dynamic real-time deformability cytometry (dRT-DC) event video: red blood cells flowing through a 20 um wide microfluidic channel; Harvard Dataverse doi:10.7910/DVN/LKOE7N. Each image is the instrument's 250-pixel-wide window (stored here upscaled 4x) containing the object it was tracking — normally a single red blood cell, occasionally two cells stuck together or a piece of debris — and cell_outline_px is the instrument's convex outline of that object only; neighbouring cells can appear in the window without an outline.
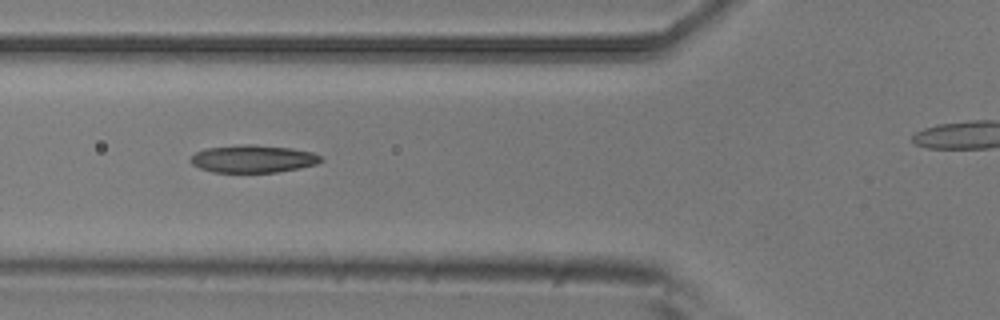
{"species": "common noctule bat (a hibernating species)", "species_latin": "Nyctalus noctula", "temperature_condition": "room temperature", "stored_images_in_passage": 7, "camera_frame_rate_fps": 3000, "um_per_image_px": 0.085, "animal": {"sex": "male", "body_mass_g": 20.5, "forearm_length_mm": 52.5}, "frame": {"image": 1, "passage_image": 5, "time_ms": 1.333, "image_size_px": [1000, 320], "cell_outline_px": [[324, 160], [316, 164], [300, 168], [276, 172], [212, 172], [200, 168], [192, 164], [188, 160], [196, 152], [208, 148], [240, 144], [252, 144], [292, 148], [312, 152], [320, 156]], "centroid_in_image_um": [21.51, 13.49], "position_along_channel_um": 104.3, "area_um2": 20.98}}
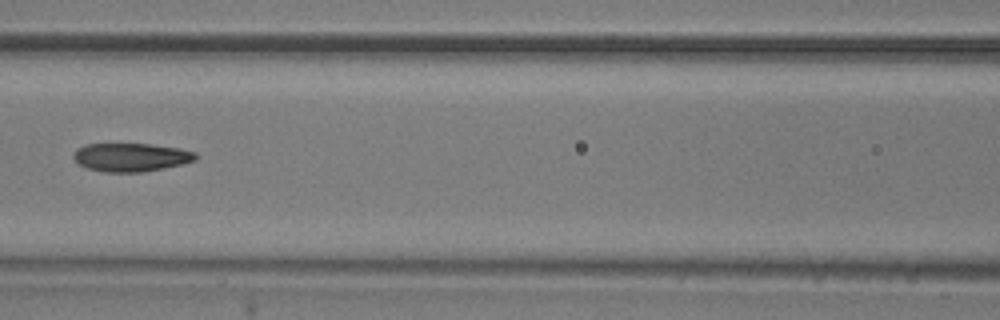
{"frame": {"image": 2, "passage_image": 6, "time_ms": 1.667, "image_size_px": [1000, 320], "cell_outline_px": [[196, 160], [184, 164], [164, 168], [140, 172], [104, 172], [88, 168], [80, 164], [72, 156], [76, 148], [84, 144], [152, 144], [180, 148], [196, 152]], "centroid_in_image_um": [11.15, 13.36], "position_along_channel_um": 155.5, "area_um2": 20.29}}
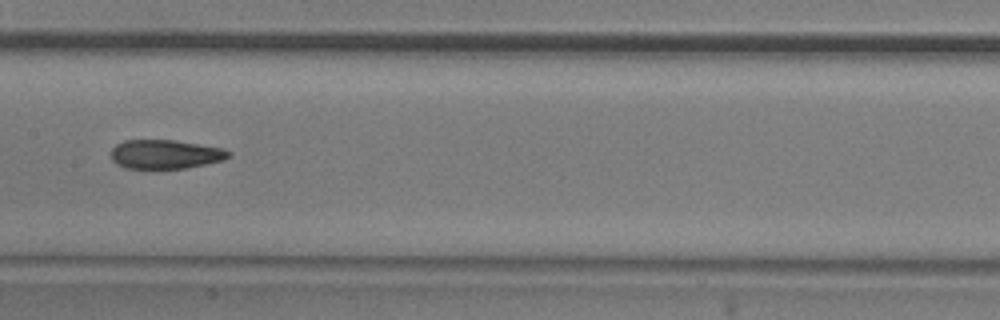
{"frame": {"image": 3, "passage_image": 7, "time_ms": 2.0, "image_size_px": [1000, 320], "cell_outline_px": [[232, 156], [224, 160], [188, 168], [156, 172], [148, 172], [124, 168], [116, 164], [112, 160], [112, 148], [116, 144], [124, 140], [176, 140], [224, 148], [232, 152]], "centroid_in_image_um": [14.05, 13.17], "position_along_channel_um": 193.4, "area_um2": 21.15}}